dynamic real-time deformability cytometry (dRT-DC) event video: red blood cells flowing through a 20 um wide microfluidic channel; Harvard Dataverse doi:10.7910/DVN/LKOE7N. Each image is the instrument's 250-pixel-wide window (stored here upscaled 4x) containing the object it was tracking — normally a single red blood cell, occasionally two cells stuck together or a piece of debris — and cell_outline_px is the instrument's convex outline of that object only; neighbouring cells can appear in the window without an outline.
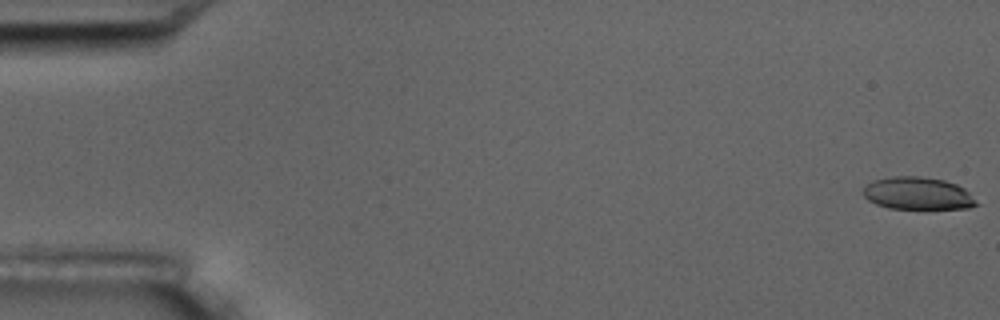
{"species": "common noctule bat (a hibernating species)", "species_latin": "Nyctalus noctula", "temperature_condition": "room temperature", "stored_images_in_passage": 8, "camera_frame_rate_fps": 3000, "um_per_image_px": 0.085, "animal": {"sex": "male", "body_mass_g": 17.5, "forearm_length_mm": 52.3}, "frame": {"image": 1, "passage_image": 1, "time_ms": 0.0, "image_size_px": [1000, 320], "cell_outline_px": [[980, 204], [968, 208], [888, 208], [876, 204], [868, 200], [864, 196], [864, 188], [872, 180], [892, 176], [920, 176], [944, 180], [956, 184], [964, 188]], "centroid_in_image_um": [78.01, 16.43], "position_along_channel_um": 7.0, "area_um2": 21.33}}
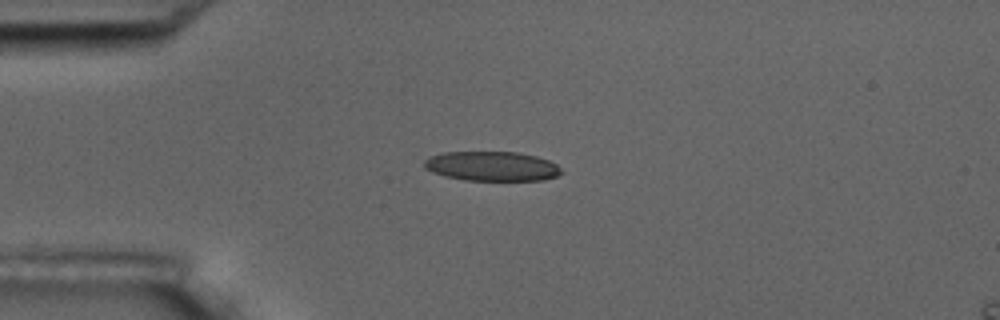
{"frame": {"image": 2, "passage_image": 5, "time_ms": 4.667, "image_size_px": [1000, 320], "cell_outline_px": [[564, 172], [556, 176], [544, 180], [464, 180], [444, 176], [432, 172], [424, 168], [424, 160], [428, 156], [444, 152], [516, 152], [536, 156], [548, 160], [556, 164]], "centroid_in_image_um": [41.78, 14.13], "position_along_channel_um": 43.2, "area_um2": 23.7}}